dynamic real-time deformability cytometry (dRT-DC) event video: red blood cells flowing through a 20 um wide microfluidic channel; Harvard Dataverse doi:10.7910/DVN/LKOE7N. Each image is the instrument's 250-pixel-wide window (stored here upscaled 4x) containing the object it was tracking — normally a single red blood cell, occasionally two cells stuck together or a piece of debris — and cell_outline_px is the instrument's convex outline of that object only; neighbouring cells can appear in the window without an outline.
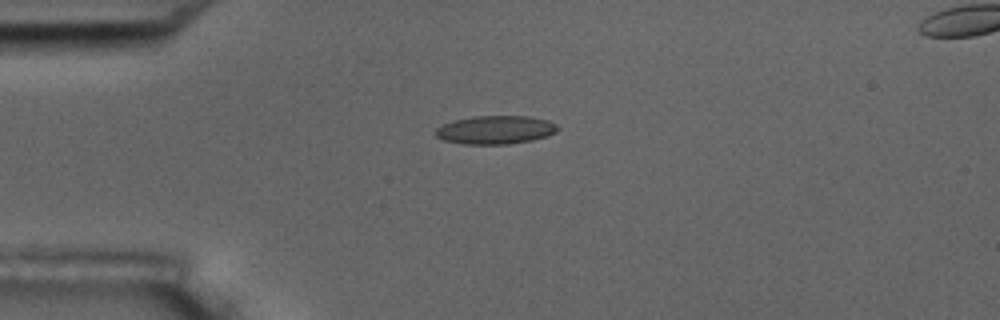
{"species": "common noctule bat (a hibernating species)", "species_latin": "Nyctalus noctula", "temperature_condition": "room temperature", "stored_images_in_passage": 2, "camera_frame_rate_fps": 3000, "um_per_image_px": 0.085, "animal": {"sex": "male", "body_mass_g": 17.5, "forearm_length_mm": 52.3}, "frame": {"image": 1, "passage_image": 1, "time_ms": 0.0, "image_size_px": [1000, 320], "cell_outline_px": [[560, 128], [556, 132], [548, 136], [532, 140], [508, 144], [464, 144], [444, 140], [436, 136], [436, 128], [444, 124], [456, 120], [472, 116], [528, 116], [548, 120], [556, 124]], "centroid_in_image_um": [42.15, 11.03], "position_along_channel_um": 42.8, "area_um2": 20.17}}